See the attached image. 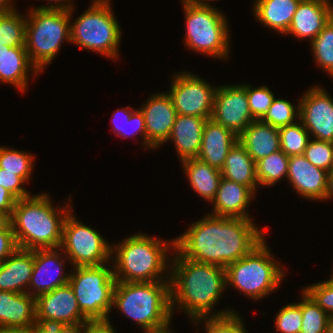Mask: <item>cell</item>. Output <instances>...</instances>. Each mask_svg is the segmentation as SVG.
<instances>
[{
	"mask_svg": "<svg viewBox=\"0 0 333 333\" xmlns=\"http://www.w3.org/2000/svg\"><path fill=\"white\" fill-rule=\"evenodd\" d=\"M17 200L9 190L0 186V211L7 212L11 216Z\"/></svg>",
	"mask_w": 333,
	"mask_h": 333,
	"instance_id": "48",
	"label": "cell"
},
{
	"mask_svg": "<svg viewBox=\"0 0 333 333\" xmlns=\"http://www.w3.org/2000/svg\"><path fill=\"white\" fill-rule=\"evenodd\" d=\"M314 166L330 171L333 168V143L329 141L309 140L304 154Z\"/></svg>",
	"mask_w": 333,
	"mask_h": 333,
	"instance_id": "38",
	"label": "cell"
},
{
	"mask_svg": "<svg viewBox=\"0 0 333 333\" xmlns=\"http://www.w3.org/2000/svg\"><path fill=\"white\" fill-rule=\"evenodd\" d=\"M29 69L34 72L33 76L39 73L30 61L26 47H9L0 43V82L10 83L25 92L30 78Z\"/></svg>",
	"mask_w": 333,
	"mask_h": 333,
	"instance_id": "25",
	"label": "cell"
},
{
	"mask_svg": "<svg viewBox=\"0 0 333 333\" xmlns=\"http://www.w3.org/2000/svg\"><path fill=\"white\" fill-rule=\"evenodd\" d=\"M133 111H134V109L131 108L130 106H128V107L120 109V110L118 109L117 111L114 112V114L112 115L113 116V118H112L113 122L112 123H113V126H114L113 129L116 132V135L124 137L126 121L129 120ZM120 115H122L123 117L121 116L122 118H120L119 117ZM118 117L122 120H119ZM118 121H121L122 124L121 123H120L121 125L118 124Z\"/></svg>",
	"mask_w": 333,
	"mask_h": 333,
	"instance_id": "46",
	"label": "cell"
},
{
	"mask_svg": "<svg viewBox=\"0 0 333 333\" xmlns=\"http://www.w3.org/2000/svg\"><path fill=\"white\" fill-rule=\"evenodd\" d=\"M333 197V168L328 172V179H327V192L325 200L328 198Z\"/></svg>",
	"mask_w": 333,
	"mask_h": 333,
	"instance_id": "52",
	"label": "cell"
},
{
	"mask_svg": "<svg viewBox=\"0 0 333 333\" xmlns=\"http://www.w3.org/2000/svg\"><path fill=\"white\" fill-rule=\"evenodd\" d=\"M86 322L41 327V333H85Z\"/></svg>",
	"mask_w": 333,
	"mask_h": 333,
	"instance_id": "47",
	"label": "cell"
},
{
	"mask_svg": "<svg viewBox=\"0 0 333 333\" xmlns=\"http://www.w3.org/2000/svg\"><path fill=\"white\" fill-rule=\"evenodd\" d=\"M11 226V216L4 211H0V230L7 229Z\"/></svg>",
	"mask_w": 333,
	"mask_h": 333,
	"instance_id": "51",
	"label": "cell"
},
{
	"mask_svg": "<svg viewBox=\"0 0 333 333\" xmlns=\"http://www.w3.org/2000/svg\"><path fill=\"white\" fill-rule=\"evenodd\" d=\"M329 317V314L303 290L300 333H326Z\"/></svg>",
	"mask_w": 333,
	"mask_h": 333,
	"instance_id": "34",
	"label": "cell"
},
{
	"mask_svg": "<svg viewBox=\"0 0 333 333\" xmlns=\"http://www.w3.org/2000/svg\"><path fill=\"white\" fill-rule=\"evenodd\" d=\"M222 178L243 184L254 193L259 185L256 177V162L245 147L237 141L231 148L221 169Z\"/></svg>",
	"mask_w": 333,
	"mask_h": 333,
	"instance_id": "28",
	"label": "cell"
},
{
	"mask_svg": "<svg viewBox=\"0 0 333 333\" xmlns=\"http://www.w3.org/2000/svg\"><path fill=\"white\" fill-rule=\"evenodd\" d=\"M51 1V0H48ZM56 3L50 4L48 6H40L39 9H63V10H70L73 7V4L70 3V0H52ZM68 2V3H67ZM58 3V4H57ZM56 4V5H55Z\"/></svg>",
	"mask_w": 333,
	"mask_h": 333,
	"instance_id": "50",
	"label": "cell"
},
{
	"mask_svg": "<svg viewBox=\"0 0 333 333\" xmlns=\"http://www.w3.org/2000/svg\"><path fill=\"white\" fill-rule=\"evenodd\" d=\"M171 324H168L167 326L165 327H162V328H159V329H155V330H147V331H144L143 333H174V332H171L170 330V326Z\"/></svg>",
	"mask_w": 333,
	"mask_h": 333,
	"instance_id": "54",
	"label": "cell"
},
{
	"mask_svg": "<svg viewBox=\"0 0 333 333\" xmlns=\"http://www.w3.org/2000/svg\"><path fill=\"white\" fill-rule=\"evenodd\" d=\"M254 192L247 186L221 178L211 215L227 218L251 219L247 207L254 197Z\"/></svg>",
	"mask_w": 333,
	"mask_h": 333,
	"instance_id": "21",
	"label": "cell"
},
{
	"mask_svg": "<svg viewBox=\"0 0 333 333\" xmlns=\"http://www.w3.org/2000/svg\"><path fill=\"white\" fill-rule=\"evenodd\" d=\"M326 333H333V317L332 316L329 317Z\"/></svg>",
	"mask_w": 333,
	"mask_h": 333,
	"instance_id": "56",
	"label": "cell"
},
{
	"mask_svg": "<svg viewBox=\"0 0 333 333\" xmlns=\"http://www.w3.org/2000/svg\"><path fill=\"white\" fill-rule=\"evenodd\" d=\"M173 250V260L169 259L173 261L169 269L172 312L177 305L178 309H183L190 316V320L235 312L226 309L212 313L227 287L225 268L184 258Z\"/></svg>",
	"mask_w": 333,
	"mask_h": 333,
	"instance_id": "2",
	"label": "cell"
},
{
	"mask_svg": "<svg viewBox=\"0 0 333 333\" xmlns=\"http://www.w3.org/2000/svg\"><path fill=\"white\" fill-rule=\"evenodd\" d=\"M170 91L177 115L211 119L216 87L192 73L175 74Z\"/></svg>",
	"mask_w": 333,
	"mask_h": 333,
	"instance_id": "12",
	"label": "cell"
},
{
	"mask_svg": "<svg viewBox=\"0 0 333 333\" xmlns=\"http://www.w3.org/2000/svg\"><path fill=\"white\" fill-rule=\"evenodd\" d=\"M328 171L309 162L304 155L290 156L287 180L299 195L311 200H325Z\"/></svg>",
	"mask_w": 333,
	"mask_h": 333,
	"instance_id": "18",
	"label": "cell"
},
{
	"mask_svg": "<svg viewBox=\"0 0 333 333\" xmlns=\"http://www.w3.org/2000/svg\"><path fill=\"white\" fill-rule=\"evenodd\" d=\"M289 156L281 149L256 162V177L259 185L274 186L287 178Z\"/></svg>",
	"mask_w": 333,
	"mask_h": 333,
	"instance_id": "30",
	"label": "cell"
},
{
	"mask_svg": "<svg viewBox=\"0 0 333 333\" xmlns=\"http://www.w3.org/2000/svg\"><path fill=\"white\" fill-rule=\"evenodd\" d=\"M18 248L12 226L0 230V263Z\"/></svg>",
	"mask_w": 333,
	"mask_h": 333,
	"instance_id": "44",
	"label": "cell"
},
{
	"mask_svg": "<svg viewBox=\"0 0 333 333\" xmlns=\"http://www.w3.org/2000/svg\"><path fill=\"white\" fill-rule=\"evenodd\" d=\"M0 333H41V328L38 325H31L27 327L3 329Z\"/></svg>",
	"mask_w": 333,
	"mask_h": 333,
	"instance_id": "49",
	"label": "cell"
},
{
	"mask_svg": "<svg viewBox=\"0 0 333 333\" xmlns=\"http://www.w3.org/2000/svg\"><path fill=\"white\" fill-rule=\"evenodd\" d=\"M301 0H256L254 16L269 29L286 34Z\"/></svg>",
	"mask_w": 333,
	"mask_h": 333,
	"instance_id": "27",
	"label": "cell"
},
{
	"mask_svg": "<svg viewBox=\"0 0 333 333\" xmlns=\"http://www.w3.org/2000/svg\"><path fill=\"white\" fill-rule=\"evenodd\" d=\"M263 239L248 254L226 268V285L256 301L274 292L286 275ZM285 273V274H284Z\"/></svg>",
	"mask_w": 333,
	"mask_h": 333,
	"instance_id": "7",
	"label": "cell"
},
{
	"mask_svg": "<svg viewBox=\"0 0 333 333\" xmlns=\"http://www.w3.org/2000/svg\"><path fill=\"white\" fill-rule=\"evenodd\" d=\"M120 242L112 246L111 252V257H115V263L111 267L116 281H170V273H166L169 272L167 269L170 265L167 253L169 249H174V240L166 242L147 234L136 233Z\"/></svg>",
	"mask_w": 333,
	"mask_h": 333,
	"instance_id": "4",
	"label": "cell"
},
{
	"mask_svg": "<svg viewBox=\"0 0 333 333\" xmlns=\"http://www.w3.org/2000/svg\"><path fill=\"white\" fill-rule=\"evenodd\" d=\"M246 95L248 98L249 109L254 120H261L269 110L275 98L268 86L253 88L245 84Z\"/></svg>",
	"mask_w": 333,
	"mask_h": 333,
	"instance_id": "39",
	"label": "cell"
},
{
	"mask_svg": "<svg viewBox=\"0 0 333 333\" xmlns=\"http://www.w3.org/2000/svg\"><path fill=\"white\" fill-rule=\"evenodd\" d=\"M211 119L237 136L254 121L244 83L216 88Z\"/></svg>",
	"mask_w": 333,
	"mask_h": 333,
	"instance_id": "14",
	"label": "cell"
},
{
	"mask_svg": "<svg viewBox=\"0 0 333 333\" xmlns=\"http://www.w3.org/2000/svg\"><path fill=\"white\" fill-rule=\"evenodd\" d=\"M333 98L319 86L303 94L299 101V120L316 140L333 143Z\"/></svg>",
	"mask_w": 333,
	"mask_h": 333,
	"instance_id": "15",
	"label": "cell"
},
{
	"mask_svg": "<svg viewBox=\"0 0 333 333\" xmlns=\"http://www.w3.org/2000/svg\"><path fill=\"white\" fill-rule=\"evenodd\" d=\"M144 331L171 322L170 281L116 282L113 305Z\"/></svg>",
	"mask_w": 333,
	"mask_h": 333,
	"instance_id": "5",
	"label": "cell"
},
{
	"mask_svg": "<svg viewBox=\"0 0 333 333\" xmlns=\"http://www.w3.org/2000/svg\"><path fill=\"white\" fill-rule=\"evenodd\" d=\"M34 157L26 152L13 148L0 147V168L2 172L15 173L28 182L33 169Z\"/></svg>",
	"mask_w": 333,
	"mask_h": 333,
	"instance_id": "32",
	"label": "cell"
},
{
	"mask_svg": "<svg viewBox=\"0 0 333 333\" xmlns=\"http://www.w3.org/2000/svg\"><path fill=\"white\" fill-rule=\"evenodd\" d=\"M241 319L238 312L235 311L224 316L201 317L191 321L198 325L199 322L205 320L206 333H247Z\"/></svg>",
	"mask_w": 333,
	"mask_h": 333,
	"instance_id": "37",
	"label": "cell"
},
{
	"mask_svg": "<svg viewBox=\"0 0 333 333\" xmlns=\"http://www.w3.org/2000/svg\"><path fill=\"white\" fill-rule=\"evenodd\" d=\"M238 141L255 162L281 149L279 128L261 120H254L238 136Z\"/></svg>",
	"mask_w": 333,
	"mask_h": 333,
	"instance_id": "26",
	"label": "cell"
},
{
	"mask_svg": "<svg viewBox=\"0 0 333 333\" xmlns=\"http://www.w3.org/2000/svg\"><path fill=\"white\" fill-rule=\"evenodd\" d=\"M299 119V105H294L287 99L274 98L266 115L261 119L262 122L281 128L293 124Z\"/></svg>",
	"mask_w": 333,
	"mask_h": 333,
	"instance_id": "36",
	"label": "cell"
},
{
	"mask_svg": "<svg viewBox=\"0 0 333 333\" xmlns=\"http://www.w3.org/2000/svg\"><path fill=\"white\" fill-rule=\"evenodd\" d=\"M302 325V300L282 306L275 318L276 331L280 333H300Z\"/></svg>",
	"mask_w": 333,
	"mask_h": 333,
	"instance_id": "40",
	"label": "cell"
},
{
	"mask_svg": "<svg viewBox=\"0 0 333 333\" xmlns=\"http://www.w3.org/2000/svg\"><path fill=\"white\" fill-rule=\"evenodd\" d=\"M25 181L15 173L2 172L0 168V186L9 190L17 199L30 197L31 194L23 188Z\"/></svg>",
	"mask_w": 333,
	"mask_h": 333,
	"instance_id": "42",
	"label": "cell"
},
{
	"mask_svg": "<svg viewBox=\"0 0 333 333\" xmlns=\"http://www.w3.org/2000/svg\"><path fill=\"white\" fill-rule=\"evenodd\" d=\"M109 0H93L74 22H70L71 43L109 58L118 57L121 28Z\"/></svg>",
	"mask_w": 333,
	"mask_h": 333,
	"instance_id": "8",
	"label": "cell"
},
{
	"mask_svg": "<svg viewBox=\"0 0 333 333\" xmlns=\"http://www.w3.org/2000/svg\"><path fill=\"white\" fill-rule=\"evenodd\" d=\"M53 206L47 193L18 199L11 215V226L18 248H59L62 243L63 223L72 211Z\"/></svg>",
	"mask_w": 333,
	"mask_h": 333,
	"instance_id": "3",
	"label": "cell"
},
{
	"mask_svg": "<svg viewBox=\"0 0 333 333\" xmlns=\"http://www.w3.org/2000/svg\"><path fill=\"white\" fill-rule=\"evenodd\" d=\"M181 162L193 190L203 199L212 203L222 178L221 170L197 158H189Z\"/></svg>",
	"mask_w": 333,
	"mask_h": 333,
	"instance_id": "29",
	"label": "cell"
},
{
	"mask_svg": "<svg viewBox=\"0 0 333 333\" xmlns=\"http://www.w3.org/2000/svg\"><path fill=\"white\" fill-rule=\"evenodd\" d=\"M279 136L281 150L289 157L303 155L310 140L301 121L279 128Z\"/></svg>",
	"mask_w": 333,
	"mask_h": 333,
	"instance_id": "35",
	"label": "cell"
},
{
	"mask_svg": "<svg viewBox=\"0 0 333 333\" xmlns=\"http://www.w3.org/2000/svg\"><path fill=\"white\" fill-rule=\"evenodd\" d=\"M130 125H132V127L134 128L133 130L131 129V131L128 130L130 128ZM138 133L141 135V137H143L142 140L144 142L142 144L144 145V147L147 148V134L145 128V121L143 113L141 112L140 109L134 110L129 120L126 121L124 137L125 138L128 136L132 137L136 134L138 135Z\"/></svg>",
	"mask_w": 333,
	"mask_h": 333,
	"instance_id": "43",
	"label": "cell"
},
{
	"mask_svg": "<svg viewBox=\"0 0 333 333\" xmlns=\"http://www.w3.org/2000/svg\"><path fill=\"white\" fill-rule=\"evenodd\" d=\"M329 1L301 0L286 34L311 42L333 17V5Z\"/></svg>",
	"mask_w": 333,
	"mask_h": 333,
	"instance_id": "19",
	"label": "cell"
},
{
	"mask_svg": "<svg viewBox=\"0 0 333 333\" xmlns=\"http://www.w3.org/2000/svg\"><path fill=\"white\" fill-rule=\"evenodd\" d=\"M146 102L140 110L145 121L147 148L156 149L169 142L177 113L167 92L151 95Z\"/></svg>",
	"mask_w": 333,
	"mask_h": 333,
	"instance_id": "16",
	"label": "cell"
},
{
	"mask_svg": "<svg viewBox=\"0 0 333 333\" xmlns=\"http://www.w3.org/2000/svg\"><path fill=\"white\" fill-rule=\"evenodd\" d=\"M253 219L208 214L174 239V249L184 258L226 268L248 254L264 239Z\"/></svg>",
	"mask_w": 333,
	"mask_h": 333,
	"instance_id": "1",
	"label": "cell"
},
{
	"mask_svg": "<svg viewBox=\"0 0 333 333\" xmlns=\"http://www.w3.org/2000/svg\"><path fill=\"white\" fill-rule=\"evenodd\" d=\"M99 266H77L71 271L69 284L81 312L89 319H109L116 285L113 269ZM110 268V269H109Z\"/></svg>",
	"mask_w": 333,
	"mask_h": 333,
	"instance_id": "10",
	"label": "cell"
},
{
	"mask_svg": "<svg viewBox=\"0 0 333 333\" xmlns=\"http://www.w3.org/2000/svg\"><path fill=\"white\" fill-rule=\"evenodd\" d=\"M208 119L198 116L177 115L168 140H172L180 161L197 158Z\"/></svg>",
	"mask_w": 333,
	"mask_h": 333,
	"instance_id": "24",
	"label": "cell"
},
{
	"mask_svg": "<svg viewBox=\"0 0 333 333\" xmlns=\"http://www.w3.org/2000/svg\"><path fill=\"white\" fill-rule=\"evenodd\" d=\"M310 43L315 62L333 78V17Z\"/></svg>",
	"mask_w": 333,
	"mask_h": 333,
	"instance_id": "33",
	"label": "cell"
},
{
	"mask_svg": "<svg viewBox=\"0 0 333 333\" xmlns=\"http://www.w3.org/2000/svg\"><path fill=\"white\" fill-rule=\"evenodd\" d=\"M185 13V45L194 52L218 59L229 56V29L225 16L215 6H200L182 0ZM215 7V8H214Z\"/></svg>",
	"mask_w": 333,
	"mask_h": 333,
	"instance_id": "9",
	"label": "cell"
},
{
	"mask_svg": "<svg viewBox=\"0 0 333 333\" xmlns=\"http://www.w3.org/2000/svg\"><path fill=\"white\" fill-rule=\"evenodd\" d=\"M89 320L80 310L69 283L36 298V321L41 327L71 325Z\"/></svg>",
	"mask_w": 333,
	"mask_h": 333,
	"instance_id": "13",
	"label": "cell"
},
{
	"mask_svg": "<svg viewBox=\"0 0 333 333\" xmlns=\"http://www.w3.org/2000/svg\"><path fill=\"white\" fill-rule=\"evenodd\" d=\"M11 1L12 0H0V11L8 12L14 10V4Z\"/></svg>",
	"mask_w": 333,
	"mask_h": 333,
	"instance_id": "53",
	"label": "cell"
},
{
	"mask_svg": "<svg viewBox=\"0 0 333 333\" xmlns=\"http://www.w3.org/2000/svg\"><path fill=\"white\" fill-rule=\"evenodd\" d=\"M85 333H116L109 319L87 320Z\"/></svg>",
	"mask_w": 333,
	"mask_h": 333,
	"instance_id": "45",
	"label": "cell"
},
{
	"mask_svg": "<svg viewBox=\"0 0 333 333\" xmlns=\"http://www.w3.org/2000/svg\"><path fill=\"white\" fill-rule=\"evenodd\" d=\"M33 267L34 250L17 248L0 263V291L27 293Z\"/></svg>",
	"mask_w": 333,
	"mask_h": 333,
	"instance_id": "23",
	"label": "cell"
},
{
	"mask_svg": "<svg viewBox=\"0 0 333 333\" xmlns=\"http://www.w3.org/2000/svg\"><path fill=\"white\" fill-rule=\"evenodd\" d=\"M189 1L194 3V4L200 5V6H210V4L208 3V2H210V0H208V1L207 0H189Z\"/></svg>",
	"mask_w": 333,
	"mask_h": 333,
	"instance_id": "55",
	"label": "cell"
},
{
	"mask_svg": "<svg viewBox=\"0 0 333 333\" xmlns=\"http://www.w3.org/2000/svg\"><path fill=\"white\" fill-rule=\"evenodd\" d=\"M70 10L34 8L26 16L25 47L30 61L41 72L51 63L64 40L71 42Z\"/></svg>",
	"mask_w": 333,
	"mask_h": 333,
	"instance_id": "6",
	"label": "cell"
},
{
	"mask_svg": "<svg viewBox=\"0 0 333 333\" xmlns=\"http://www.w3.org/2000/svg\"><path fill=\"white\" fill-rule=\"evenodd\" d=\"M329 280L333 281V273L331 274V278Z\"/></svg>",
	"mask_w": 333,
	"mask_h": 333,
	"instance_id": "57",
	"label": "cell"
},
{
	"mask_svg": "<svg viewBox=\"0 0 333 333\" xmlns=\"http://www.w3.org/2000/svg\"><path fill=\"white\" fill-rule=\"evenodd\" d=\"M70 211L63 223L61 249L73 267L99 266L112 259V246L95 229L84 225Z\"/></svg>",
	"mask_w": 333,
	"mask_h": 333,
	"instance_id": "11",
	"label": "cell"
},
{
	"mask_svg": "<svg viewBox=\"0 0 333 333\" xmlns=\"http://www.w3.org/2000/svg\"><path fill=\"white\" fill-rule=\"evenodd\" d=\"M303 289L329 316L333 317V281L319 282Z\"/></svg>",
	"mask_w": 333,
	"mask_h": 333,
	"instance_id": "41",
	"label": "cell"
},
{
	"mask_svg": "<svg viewBox=\"0 0 333 333\" xmlns=\"http://www.w3.org/2000/svg\"><path fill=\"white\" fill-rule=\"evenodd\" d=\"M237 141L238 136L234 132L208 119L204 126L197 159L221 170L227 154Z\"/></svg>",
	"mask_w": 333,
	"mask_h": 333,
	"instance_id": "20",
	"label": "cell"
},
{
	"mask_svg": "<svg viewBox=\"0 0 333 333\" xmlns=\"http://www.w3.org/2000/svg\"><path fill=\"white\" fill-rule=\"evenodd\" d=\"M37 325L36 298L28 293L0 291V331Z\"/></svg>",
	"mask_w": 333,
	"mask_h": 333,
	"instance_id": "22",
	"label": "cell"
},
{
	"mask_svg": "<svg viewBox=\"0 0 333 333\" xmlns=\"http://www.w3.org/2000/svg\"><path fill=\"white\" fill-rule=\"evenodd\" d=\"M59 251L61 253L58 254ZM61 254L62 249L60 247L34 249V267L28 286V288L31 287L34 290L27 291L28 294L37 298L39 295L53 291L55 288L69 282L71 272L63 273L65 263L60 257Z\"/></svg>",
	"mask_w": 333,
	"mask_h": 333,
	"instance_id": "17",
	"label": "cell"
},
{
	"mask_svg": "<svg viewBox=\"0 0 333 333\" xmlns=\"http://www.w3.org/2000/svg\"><path fill=\"white\" fill-rule=\"evenodd\" d=\"M26 15L16 9L0 16V43L9 47H25Z\"/></svg>",
	"mask_w": 333,
	"mask_h": 333,
	"instance_id": "31",
	"label": "cell"
}]
</instances>
